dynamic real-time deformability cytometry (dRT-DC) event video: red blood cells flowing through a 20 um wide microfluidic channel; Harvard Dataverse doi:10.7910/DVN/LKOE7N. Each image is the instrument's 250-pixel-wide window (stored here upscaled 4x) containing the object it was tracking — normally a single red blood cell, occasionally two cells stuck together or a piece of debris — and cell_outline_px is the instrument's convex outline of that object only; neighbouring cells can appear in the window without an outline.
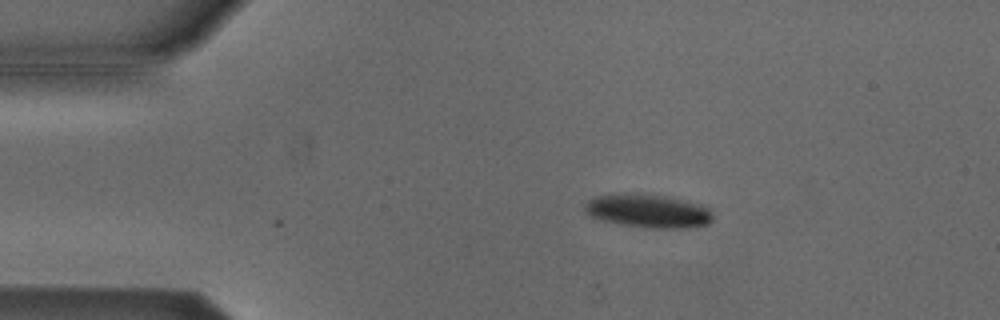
{"species": "Egyptian fruit bat (a non-hibernating species)", "species_latin": "Rousettus aegyptiacus", "temperature_condition": "cold", "stored_images_in_passage": 4, "camera_frame_rate_fps": 3000, "um_per_image_px": 0.085, "animal": {"sex": "male"}, "frame": {"image": 1, "passage_image": 4, "time_ms": 1.0, "image_size_px": [1000, 320], "cell_outline_px": [[712, 220], [708, 224], [680, 228], [652, 228], [620, 224], [600, 220], [584, 212], [584, 204], [588, 200], [596, 196], [636, 192], [668, 196], [700, 204], [708, 208], [712, 212]], "centroid_in_image_um": [55.07, 17.91], "position_along_channel_um": 29.9, "area_um2": 25.14}}